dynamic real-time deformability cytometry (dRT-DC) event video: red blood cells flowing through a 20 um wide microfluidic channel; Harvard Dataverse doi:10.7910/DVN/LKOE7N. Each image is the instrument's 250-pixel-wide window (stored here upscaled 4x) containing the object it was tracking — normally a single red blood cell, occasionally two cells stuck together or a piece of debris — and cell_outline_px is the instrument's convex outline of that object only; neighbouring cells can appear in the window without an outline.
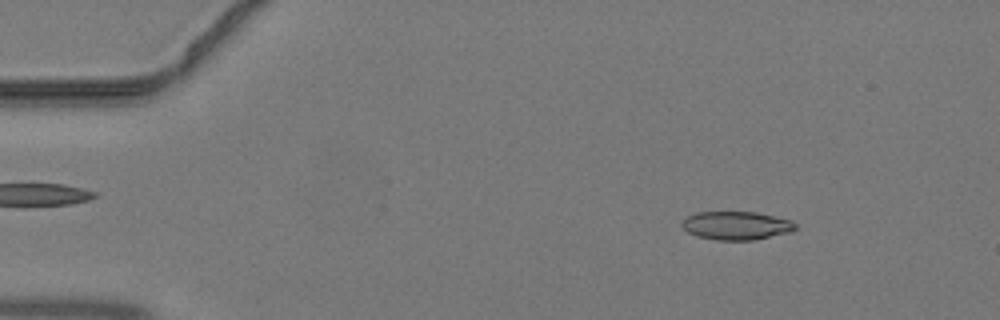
{"species": "common noctule bat (a hibernating species)", "species_latin": "Nyctalus noctula", "temperature_condition": "warm", "stored_images_in_passage": 44, "camera_frame_rate_fps": 3000, "um_per_image_px": 0.085, "animal": {"sex": "male", "body_mass_g": 19.2, "forearm_length_mm": 51.8}, "frame": {"image": 1, "passage_image": 6, "time_ms": 1.667, "image_size_px": [1000, 320], "cell_outline_px": [[796, 228], [792, 232], [752, 240], [716, 240], [696, 236], [688, 232], [680, 224], [688, 216], [696, 212], [756, 212], [792, 220], [796, 224]], "centroid_in_image_um": [62.6, 19.17], "position_along_channel_um": 22.4, "area_um2": 18.79}}
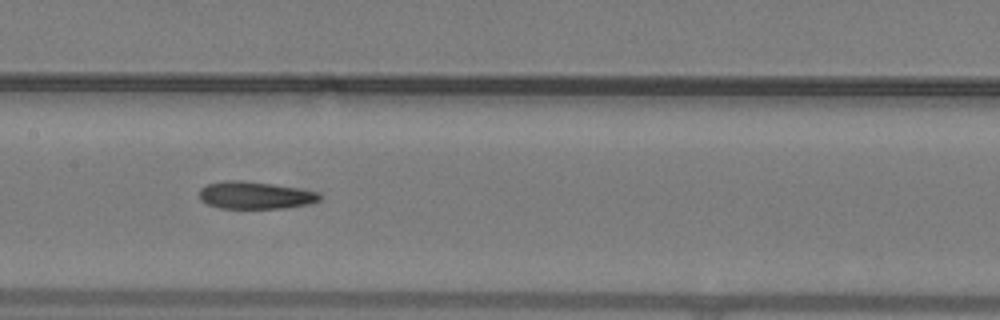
{"frame": {"image": 2, "passage_image": 22, "time_ms": 7.0, "image_size_px": [1000, 320], "cell_outline_px": [[320, 200], [308, 204], [284, 208], [220, 208], [208, 204], [200, 200], [200, 188], [208, 184], [224, 180], [244, 180], [272, 184], [320, 192]], "centroid_in_image_um": [21.67, 16.59], "position_along_channel_um": 185.7, "area_um2": 19.13}}
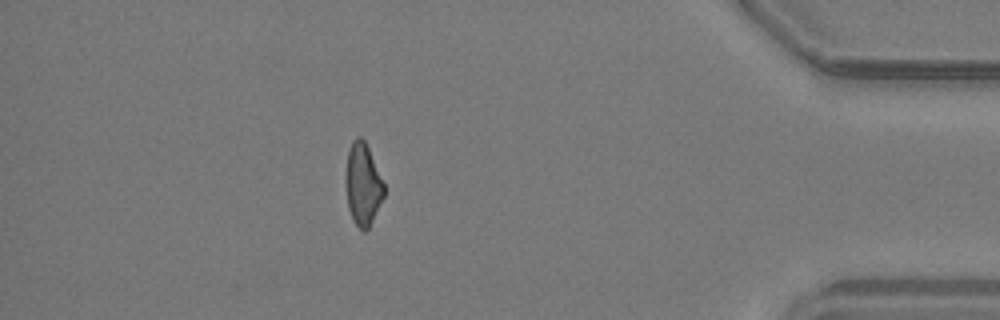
{"frame": {"image": 3, "passage_image": 39, "time_ms": 12.667, "image_size_px": [1000, 320], "cell_outline_px": [[384, 196], [368, 228], [364, 232], [352, 220], [348, 208], [348, 152], [352, 140], [356, 136], [360, 136], [364, 140], [368, 148], [384, 184]], "centroid_in_image_um": [30.87, 15.68], "position_along_channel_um": 404.3, "area_um2": 17.46}}